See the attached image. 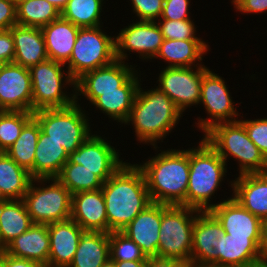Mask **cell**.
<instances>
[{
	"mask_svg": "<svg viewBox=\"0 0 267 267\" xmlns=\"http://www.w3.org/2000/svg\"><path fill=\"white\" fill-rule=\"evenodd\" d=\"M138 71L134 73L121 87L120 91L99 92L92 105L107 114L109 118L124 123L129 118L139 85Z\"/></svg>",
	"mask_w": 267,
	"mask_h": 267,
	"instance_id": "cell-26",
	"label": "cell"
},
{
	"mask_svg": "<svg viewBox=\"0 0 267 267\" xmlns=\"http://www.w3.org/2000/svg\"><path fill=\"white\" fill-rule=\"evenodd\" d=\"M40 126L38 121L32 117L23 127L20 136L5 153L20 167L27 170L34 179V158L37 146Z\"/></svg>",
	"mask_w": 267,
	"mask_h": 267,
	"instance_id": "cell-33",
	"label": "cell"
},
{
	"mask_svg": "<svg viewBox=\"0 0 267 267\" xmlns=\"http://www.w3.org/2000/svg\"><path fill=\"white\" fill-rule=\"evenodd\" d=\"M105 199L108 233L121 231L152 203L143 171L124 163L101 188Z\"/></svg>",
	"mask_w": 267,
	"mask_h": 267,
	"instance_id": "cell-1",
	"label": "cell"
},
{
	"mask_svg": "<svg viewBox=\"0 0 267 267\" xmlns=\"http://www.w3.org/2000/svg\"><path fill=\"white\" fill-rule=\"evenodd\" d=\"M0 267H5L4 263L0 260Z\"/></svg>",
	"mask_w": 267,
	"mask_h": 267,
	"instance_id": "cell-56",
	"label": "cell"
},
{
	"mask_svg": "<svg viewBox=\"0 0 267 267\" xmlns=\"http://www.w3.org/2000/svg\"><path fill=\"white\" fill-rule=\"evenodd\" d=\"M32 225L23 199L0 202V236L4 247Z\"/></svg>",
	"mask_w": 267,
	"mask_h": 267,
	"instance_id": "cell-31",
	"label": "cell"
},
{
	"mask_svg": "<svg viewBox=\"0 0 267 267\" xmlns=\"http://www.w3.org/2000/svg\"><path fill=\"white\" fill-rule=\"evenodd\" d=\"M239 121L244 125L249 139L267 159V118Z\"/></svg>",
	"mask_w": 267,
	"mask_h": 267,
	"instance_id": "cell-40",
	"label": "cell"
},
{
	"mask_svg": "<svg viewBox=\"0 0 267 267\" xmlns=\"http://www.w3.org/2000/svg\"><path fill=\"white\" fill-rule=\"evenodd\" d=\"M131 4L140 21L156 22L161 17L164 0H131Z\"/></svg>",
	"mask_w": 267,
	"mask_h": 267,
	"instance_id": "cell-41",
	"label": "cell"
},
{
	"mask_svg": "<svg viewBox=\"0 0 267 267\" xmlns=\"http://www.w3.org/2000/svg\"><path fill=\"white\" fill-rule=\"evenodd\" d=\"M209 68L165 67L159 74L157 88L164 92L183 114L188 106L198 105L201 97V82L203 74Z\"/></svg>",
	"mask_w": 267,
	"mask_h": 267,
	"instance_id": "cell-11",
	"label": "cell"
},
{
	"mask_svg": "<svg viewBox=\"0 0 267 267\" xmlns=\"http://www.w3.org/2000/svg\"><path fill=\"white\" fill-rule=\"evenodd\" d=\"M48 232L50 244L48 266L69 267L85 231L70 218L48 224Z\"/></svg>",
	"mask_w": 267,
	"mask_h": 267,
	"instance_id": "cell-21",
	"label": "cell"
},
{
	"mask_svg": "<svg viewBox=\"0 0 267 267\" xmlns=\"http://www.w3.org/2000/svg\"><path fill=\"white\" fill-rule=\"evenodd\" d=\"M102 26L79 28L68 66L76 81L84 73L110 65L116 60L115 36L101 30Z\"/></svg>",
	"mask_w": 267,
	"mask_h": 267,
	"instance_id": "cell-10",
	"label": "cell"
},
{
	"mask_svg": "<svg viewBox=\"0 0 267 267\" xmlns=\"http://www.w3.org/2000/svg\"><path fill=\"white\" fill-rule=\"evenodd\" d=\"M4 252L15 258L48 265L50 252L48 225L33 224L26 232L12 240Z\"/></svg>",
	"mask_w": 267,
	"mask_h": 267,
	"instance_id": "cell-24",
	"label": "cell"
},
{
	"mask_svg": "<svg viewBox=\"0 0 267 267\" xmlns=\"http://www.w3.org/2000/svg\"><path fill=\"white\" fill-rule=\"evenodd\" d=\"M5 250V247L2 245L1 236H0V253Z\"/></svg>",
	"mask_w": 267,
	"mask_h": 267,
	"instance_id": "cell-54",
	"label": "cell"
},
{
	"mask_svg": "<svg viewBox=\"0 0 267 267\" xmlns=\"http://www.w3.org/2000/svg\"><path fill=\"white\" fill-rule=\"evenodd\" d=\"M104 0H69L61 17L79 28L101 26Z\"/></svg>",
	"mask_w": 267,
	"mask_h": 267,
	"instance_id": "cell-36",
	"label": "cell"
},
{
	"mask_svg": "<svg viewBox=\"0 0 267 267\" xmlns=\"http://www.w3.org/2000/svg\"><path fill=\"white\" fill-rule=\"evenodd\" d=\"M116 267H146L147 260L114 261Z\"/></svg>",
	"mask_w": 267,
	"mask_h": 267,
	"instance_id": "cell-48",
	"label": "cell"
},
{
	"mask_svg": "<svg viewBox=\"0 0 267 267\" xmlns=\"http://www.w3.org/2000/svg\"><path fill=\"white\" fill-rule=\"evenodd\" d=\"M115 60L110 65L84 73L75 81L76 101L82 94L92 103L99 92L120 91V87L136 72L135 67Z\"/></svg>",
	"mask_w": 267,
	"mask_h": 267,
	"instance_id": "cell-16",
	"label": "cell"
},
{
	"mask_svg": "<svg viewBox=\"0 0 267 267\" xmlns=\"http://www.w3.org/2000/svg\"><path fill=\"white\" fill-rule=\"evenodd\" d=\"M14 39V63L31 68L48 59L41 28L14 25L9 29Z\"/></svg>",
	"mask_w": 267,
	"mask_h": 267,
	"instance_id": "cell-25",
	"label": "cell"
},
{
	"mask_svg": "<svg viewBox=\"0 0 267 267\" xmlns=\"http://www.w3.org/2000/svg\"><path fill=\"white\" fill-rule=\"evenodd\" d=\"M109 259V233L85 231L69 267H102Z\"/></svg>",
	"mask_w": 267,
	"mask_h": 267,
	"instance_id": "cell-30",
	"label": "cell"
},
{
	"mask_svg": "<svg viewBox=\"0 0 267 267\" xmlns=\"http://www.w3.org/2000/svg\"><path fill=\"white\" fill-rule=\"evenodd\" d=\"M33 117V112L0 111V152H5L15 143L24 125Z\"/></svg>",
	"mask_w": 267,
	"mask_h": 267,
	"instance_id": "cell-37",
	"label": "cell"
},
{
	"mask_svg": "<svg viewBox=\"0 0 267 267\" xmlns=\"http://www.w3.org/2000/svg\"><path fill=\"white\" fill-rule=\"evenodd\" d=\"M109 243L112 261L147 260L141 248L121 231L110 232Z\"/></svg>",
	"mask_w": 267,
	"mask_h": 267,
	"instance_id": "cell-38",
	"label": "cell"
},
{
	"mask_svg": "<svg viewBox=\"0 0 267 267\" xmlns=\"http://www.w3.org/2000/svg\"><path fill=\"white\" fill-rule=\"evenodd\" d=\"M261 253L262 257L267 259V218L263 220Z\"/></svg>",
	"mask_w": 267,
	"mask_h": 267,
	"instance_id": "cell-49",
	"label": "cell"
},
{
	"mask_svg": "<svg viewBox=\"0 0 267 267\" xmlns=\"http://www.w3.org/2000/svg\"><path fill=\"white\" fill-rule=\"evenodd\" d=\"M46 1L54 5L61 13L62 10L66 7L69 0H46Z\"/></svg>",
	"mask_w": 267,
	"mask_h": 267,
	"instance_id": "cell-50",
	"label": "cell"
},
{
	"mask_svg": "<svg viewBox=\"0 0 267 267\" xmlns=\"http://www.w3.org/2000/svg\"><path fill=\"white\" fill-rule=\"evenodd\" d=\"M143 171L150 199L155 203L186 206V192L189 183V149L161 151L148 158Z\"/></svg>",
	"mask_w": 267,
	"mask_h": 267,
	"instance_id": "cell-2",
	"label": "cell"
},
{
	"mask_svg": "<svg viewBox=\"0 0 267 267\" xmlns=\"http://www.w3.org/2000/svg\"><path fill=\"white\" fill-rule=\"evenodd\" d=\"M230 184L237 202L262 221L267 218V173L239 175Z\"/></svg>",
	"mask_w": 267,
	"mask_h": 267,
	"instance_id": "cell-22",
	"label": "cell"
},
{
	"mask_svg": "<svg viewBox=\"0 0 267 267\" xmlns=\"http://www.w3.org/2000/svg\"><path fill=\"white\" fill-rule=\"evenodd\" d=\"M17 25V11L14 0H0V31Z\"/></svg>",
	"mask_w": 267,
	"mask_h": 267,
	"instance_id": "cell-43",
	"label": "cell"
},
{
	"mask_svg": "<svg viewBox=\"0 0 267 267\" xmlns=\"http://www.w3.org/2000/svg\"><path fill=\"white\" fill-rule=\"evenodd\" d=\"M237 11L242 13H263L267 11V0H232Z\"/></svg>",
	"mask_w": 267,
	"mask_h": 267,
	"instance_id": "cell-45",
	"label": "cell"
},
{
	"mask_svg": "<svg viewBox=\"0 0 267 267\" xmlns=\"http://www.w3.org/2000/svg\"><path fill=\"white\" fill-rule=\"evenodd\" d=\"M189 183L186 192V207L210 211L212 196L219 189L227 164L219 154L202 138L198 147L189 149Z\"/></svg>",
	"mask_w": 267,
	"mask_h": 267,
	"instance_id": "cell-4",
	"label": "cell"
},
{
	"mask_svg": "<svg viewBox=\"0 0 267 267\" xmlns=\"http://www.w3.org/2000/svg\"><path fill=\"white\" fill-rule=\"evenodd\" d=\"M199 212L182 205L162 204L158 257L191 262L193 226Z\"/></svg>",
	"mask_w": 267,
	"mask_h": 267,
	"instance_id": "cell-6",
	"label": "cell"
},
{
	"mask_svg": "<svg viewBox=\"0 0 267 267\" xmlns=\"http://www.w3.org/2000/svg\"><path fill=\"white\" fill-rule=\"evenodd\" d=\"M17 24L42 28L61 16L60 11L46 0H25L16 4Z\"/></svg>",
	"mask_w": 267,
	"mask_h": 267,
	"instance_id": "cell-34",
	"label": "cell"
},
{
	"mask_svg": "<svg viewBox=\"0 0 267 267\" xmlns=\"http://www.w3.org/2000/svg\"><path fill=\"white\" fill-rule=\"evenodd\" d=\"M0 260L5 267H45V265L36 261L12 257L4 251L0 253Z\"/></svg>",
	"mask_w": 267,
	"mask_h": 267,
	"instance_id": "cell-46",
	"label": "cell"
},
{
	"mask_svg": "<svg viewBox=\"0 0 267 267\" xmlns=\"http://www.w3.org/2000/svg\"><path fill=\"white\" fill-rule=\"evenodd\" d=\"M202 39H188V40H171L164 39L160 46L159 52L155 58H161L167 61V67H191L204 66L196 64V61L203 60V54H206L209 47Z\"/></svg>",
	"mask_w": 267,
	"mask_h": 267,
	"instance_id": "cell-28",
	"label": "cell"
},
{
	"mask_svg": "<svg viewBox=\"0 0 267 267\" xmlns=\"http://www.w3.org/2000/svg\"><path fill=\"white\" fill-rule=\"evenodd\" d=\"M78 100L66 108L41 109L33 112L41 131L62 145L68 155L76 151L92 134L88 117Z\"/></svg>",
	"mask_w": 267,
	"mask_h": 267,
	"instance_id": "cell-7",
	"label": "cell"
},
{
	"mask_svg": "<svg viewBox=\"0 0 267 267\" xmlns=\"http://www.w3.org/2000/svg\"><path fill=\"white\" fill-rule=\"evenodd\" d=\"M22 1H25V0H14V2L17 4L19 2H22Z\"/></svg>",
	"mask_w": 267,
	"mask_h": 267,
	"instance_id": "cell-55",
	"label": "cell"
},
{
	"mask_svg": "<svg viewBox=\"0 0 267 267\" xmlns=\"http://www.w3.org/2000/svg\"><path fill=\"white\" fill-rule=\"evenodd\" d=\"M210 212L231 237L262 238L263 221L247 211L233 197L215 203Z\"/></svg>",
	"mask_w": 267,
	"mask_h": 267,
	"instance_id": "cell-17",
	"label": "cell"
},
{
	"mask_svg": "<svg viewBox=\"0 0 267 267\" xmlns=\"http://www.w3.org/2000/svg\"><path fill=\"white\" fill-rule=\"evenodd\" d=\"M204 139L227 163L229 155L239 162V174L267 173V159L249 139L239 121L219 123L204 134Z\"/></svg>",
	"mask_w": 267,
	"mask_h": 267,
	"instance_id": "cell-5",
	"label": "cell"
},
{
	"mask_svg": "<svg viewBox=\"0 0 267 267\" xmlns=\"http://www.w3.org/2000/svg\"><path fill=\"white\" fill-rule=\"evenodd\" d=\"M4 201V199L2 198L1 194H0V202Z\"/></svg>",
	"mask_w": 267,
	"mask_h": 267,
	"instance_id": "cell-57",
	"label": "cell"
},
{
	"mask_svg": "<svg viewBox=\"0 0 267 267\" xmlns=\"http://www.w3.org/2000/svg\"><path fill=\"white\" fill-rule=\"evenodd\" d=\"M14 39L10 30L0 31V63L6 64L14 61Z\"/></svg>",
	"mask_w": 267,
	"mask_h": 267,
	"instance_id": "cell-44",
	"label": "cell"
},
{
	"mask_svg": "<svg viewBox=\"0 0 267 267\" xmlns=\"http://www.w3.org/2000/svg\"><path fill=\"white\" fill-rule=\"evenodd\" d=\"M161 221L162 203L152 202L121 232L141 248L146 258L158 257Z\"/></svg>",
	"mask_w": 267,
	"mask_h": 267,
	"instance_id": "cell-18",
	"label": "cell"
},
{
	"mask_svg": "<svg viewBox=\"0 0 267 267\" xmlns=\"http://www.w3.org/2000/svg\"><path fill=\"white\" fill-rule=\"evenodd\" d=\"M163 40L157 22L137 20L122 28L115 36L116 60L125 62L128 59L126 51L137 52L142 60L154 59Z\"/></svg>",
	"mask_w": 267,
	"mask_h": 267,
	"instance_id": "cell-13",
	"label": "cell"
},
{
	"mask_svg": "<svg viewBox=\"0 0 267 267\" xmlns=\"http://www.w3.org/2000/svg\"><path fill=\"white\" fill-rule=\"evenodd\" d=\"M41 30L48 59L65 65L71 57L79 27L60 16Z\"/></svg>",
	"mask_w": 267,
	"mask_h": 267,
	"instance_id": "cell-27",
	"label": "cell"
},
{
	"mask_svg": "<svg viewBox=\"0 0 267 267\" xmlns=\"http://www.w3.org/2000/svg\"><path fill=\"white\" fill-rule=\"evenodd\" d=\"M189 0H164L163 10L159 19L187 20L189 17Z\"/></svg>",
	"mask_w": 267,
	"mask_h": 267,
	"instance_id": "cell-42",
	"label": "cell"
},
{
	"mask_svg": "<svg viewBox=\"0 0 267 267\" xmlns=\"http://www.w3.org/2000/svg\"><path fill=\"white\" fill-rule=\"evenodd\" d=\"M63 66L66 65L47 59L29 68L32 81V112L41 109L66 108L76 102L75 80L68 71H64ZM63 81L74 88V94L64 93L63 85L66 84Z\"/></svg>",
	"mask_w": 267,
	"mask_h": 267,
	"instance_id": "cell-8",
	"label": "cell"
},
{
	"mask_svg": "<svg viewBox=\"0 0 267 267\" xmlns=\"http://www.w3.org/2000/svg\"><path fill=\"white\" fill-rule=\"evenodd\" d=\"M119 155V152L102 136L91 134L69 155L68 160L83 165L105 182L125 163L119 159Z\"/></svg>",
	"mask_w": 267,
	"mask_h": 267,
	"instance_id": "cell-14",
	"label": "cell"
},
{
	"mask_svg": "<svg viewBox=\"0 0 267 267\" xmlns=\"http://www.w3.org/2000/svg\"><path fill=\"white\" fill-rule=\"evenodd\" d=\"M70 218L84 231L108 233V220L102 190L73 194Z\"/></svg>",
	"mask_w": 267,
	"mask_h": 267,
	"instance_id": "cell-19",
	"label": "cell"
},
{
	"mask_svg": "<svg viewBox=\"0 0 267 267\" xmlns=\"http://www.w3.org/2000/svg\"><path fill=\"white\" fill-rule=\"evenodd\" d=\"M225 236L221 223L210 211H200L193 226L191 262L217 265L218 239Z\"/></svg>",
	"mask_w": 267,
	"mask_h": 267,
	"instance_id": "cell-20",
	"label": "cell"
},
{
	"mask_svg": "<svg viewBox=\"0 0 267 267\" xmlns=\"http://www.w3.org/2000/svg\"><path fill=\"white\" fill-rule=\"evenodd\" d=\"M162 20V21H160ZM164 39L188 40L200 39L196 37V27L191 19L187 20H165L156 21Z\"/></svg>",
	"mask_w": 267,
	"mask_h": 267,
	"instance_id": "cell-39",
	"label": "cell"
},
{
	"mask_svg": "<svg viewBox=\"0 0 267 267\" xmlns=\"http://www.w3.org/2000/svg\"><path fill=\"white\" fill-rule=\"evenodd\" d=\"M33 178L5 152H0V194L4 200H20Z\"/></svg>",
	"mask_w": 267,
	"mask_h": 267,
	"instance_id": "cell-32",
	"label": "cell"
},
{
	"mask_svg": "<svg viewBox=\"0 0 267 267\" xmlns=\"http://www.w3.org/2000/svg\"><path fill=\"white\" fill-rule=\"evenodd\" d=\"M102 267H116V264L114 261H112L111 259H109L106 263L103 264Z\"/></svg>",
	"mask_w": 267,
	"mask_h": 267,
	"instance_id": "cell-53",
	"label": "cell"
},
{
	"mask_svg": "<svg viewBox=\"0 0 267 267\" xmlns=\"http://www.w3.org/2000/svg\"><path fill=\"white\" fill-rule=\"evenodd\" d=\"M262 238H239L225 236L218 239L217 265L223 267H245L262 259Z\"/></svg>",
	"mask_w": 267,
	"mask_h": 267,
	"instance_id": "cell-23",
	"label": "cell"
},
{
	"mask_svg": "<svg viewBox=\"0 0 267 267\" xmlns=\"http://www.w3.org/2000/svg\"><path fill=\"white\" fill-rule=\"evenodd\" d=\"M146 267H187V264L177 259L154 257L147 258Z\"/></svg>",
	"mask_w": 267,
	"mask_h": 267,
	"instance_id": "cell-47",
	"label": "cell"
},
{
	"mask_svg": "<svg viewBox=\"0 0 267 267\" xmlns=\"http://www.w3.org/2000/svg\"><path fill=\"white\" fill-rule=\"evenodd\" d=\"M181 116L182 113L164 92L157 87L143 91L139 85L125 124L133 125L137 141L150 143L156 150L159 148L156 146L157 141L171 133Z\"/></svg>",
	"mask_w": 267,
	"mask_h": 267,
	"instance_id": "cell-3",
	"label": "cell"
},
{
	"mask_svg": "<svg viewBox=\"0 0 267 267\" xmlns=\"http://www.w3.org/2000/svg\"><path fill=\"white\" fill-rule=\"evenodd\" d=\"M34 182L44 186L37 187ZM23 200L33 224L48 225L70 219L72 194L57 178L33 179Z\"/></svg>",
	"mask_w": 267,
	"mask_h": 267,
	"instance_id": "cell-9",
	"label": "cell"
},
{
	"mask_svg": "<svg viewBox=\"0 0 267 267\" xmlns=\"http://www.w3.org/2000/svg\"><path fill=\"white\" fill-rule=\"evenodd\" d=\"M70 192L75 194L82 191L101 189L103 181L83 165L71 163L69 160L63 165L56 177Z\"/></svg>",
	"mask_w": 267,
	"mask_h": 267,
	"instance_id": "cell-35",
	"label": "cell"
},
{
	"mask_svg": "<svg viewBox=\"0 0 267 267\" xmlns=\"http://www.w3.org/2000/svg\"><path fill=\"white\" fill-rule=\"evenodd\" d=\"M225 84L223 78L210 69L203 74L199 104L204 105L210 116L207 119H198L197 127L203 133L216 124L238 121L235 119L239 115L237 107L234 106L231 93Z\"/></svg>",
	"mask_w": 267,
	"mask_h": 267,
	"instance_id": "cell-12",
	"label": "cell"
},
{
	"mask_svg": "<svg viewBox=\"0 0 267 267\" xmlns=\"http://www.w3.org/2000/svg\"><path fill=\"white\" fill-rule=\"evenodd\" d=\"M245 267H267V259L262 258L258 261L250 263L249 265H247Z\"/></svg>",
	"mask_w": 267,
	"mask_h": 267,
	"instance_id": "cell-52",
	"label": "cell"
},
{
	"mask_svg": "<svg viewBox=\"0 0 267 267\" xmlns=\"http://www.w3.org/2000/svg\"><path fill=\"white\" fill-rule=\"evenodd\" d=\"M187 267H223L213 263H199V262H190L187 264Z\"/></svg>",
	"mask_w": 267,
	"mask_h": 267,
	"instance_id": "cell-51",
	"label": "cell"
},
{
	"mask_svg": "<svg viewBox=\"0 0 267 267\" xmlns=\"http://www.w3.org/2000/svg\"><path fill=\"white\" fill-rule=\"evenodd\" d=\"M68 159L69 155L62 145L40 130L35 149L34 179L56 178Z\"/></svg>",
	"mask_w": 267,
	"mask_h": 267,
	"instance_id": "cell-29",
	"label": "cell"
},
{
	"mask_svg": "<svg viewBox=\"0 0 267 267\" xmlns=\"http://www.w3.org/2000/svg\"><path fill=\"white\" fill-rule=\"evenodd\" d=\"M0 111L32 112V81L28 68L14 62L1 65Z\"/></svg>",
	"mask_w": 267,
	"mask_h": 267,
	"instance_id": "cell-15",
	"label": "cell"
}]
</instances>
